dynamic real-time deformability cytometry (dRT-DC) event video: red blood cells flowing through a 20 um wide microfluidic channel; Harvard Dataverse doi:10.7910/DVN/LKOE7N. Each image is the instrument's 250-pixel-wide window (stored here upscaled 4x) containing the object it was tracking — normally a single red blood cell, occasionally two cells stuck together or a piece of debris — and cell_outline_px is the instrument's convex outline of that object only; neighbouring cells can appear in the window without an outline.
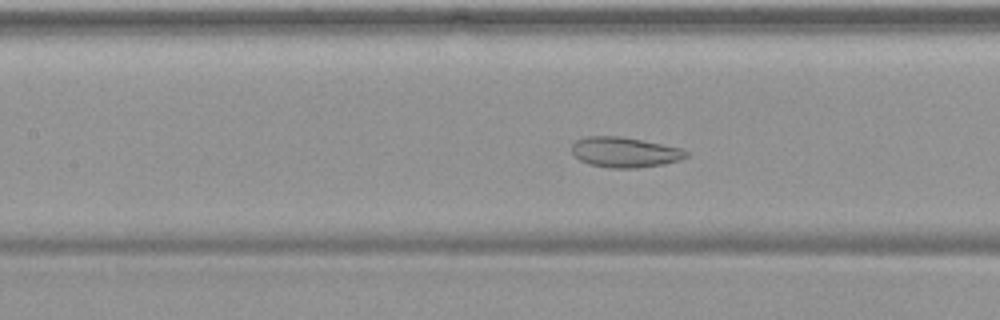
{"species": "common noctule bat (a hibernating species)", "species_latin": "Nyctalus noctula", "temperature_condition": "warm", "stored_images_in_passage": 55, "camera_frame_rate_fps": 3000, "um_per_image_px": 0.085, "animal": {"sex": "female", "body_mass_g": 19.9}, "frame": {"image": 1, "passage_image": 26, "time_ms": 8.333, "image_size_px": [1000, 320], "cell_outline_px": [[688, 156], [680, 160], [664, 164], [636, 168], [608, 168], [588, 164], [580, 160], [572, 152], [572, 144], [576, 140], [584, 136], [620, 136], [680, 148], [688, 152]], "centroid_in_image_um": [53.07, 12.94], "position_along_channel_um": 154.3, "area_um2": 20.11}}
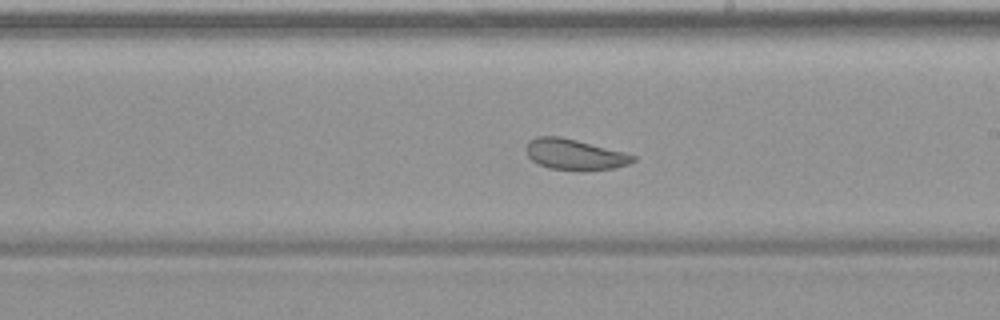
{"frame": {"image": 2, "passage_image": 33, "time_ms": 10.667, "image_size_px": [1000, 320], "cell_outline_px": [[636, 160], [628, 164], [612, 168], [548, 168], [532, 160], [528, 156], [524, 148], [528, 140], [536, 136], [560, 136], [624, 152], [636, 156]], "centroid_in_image_um": [48.78, 13.08], "position_along_channel_um": 240.2, "area_um2": 18.5}}
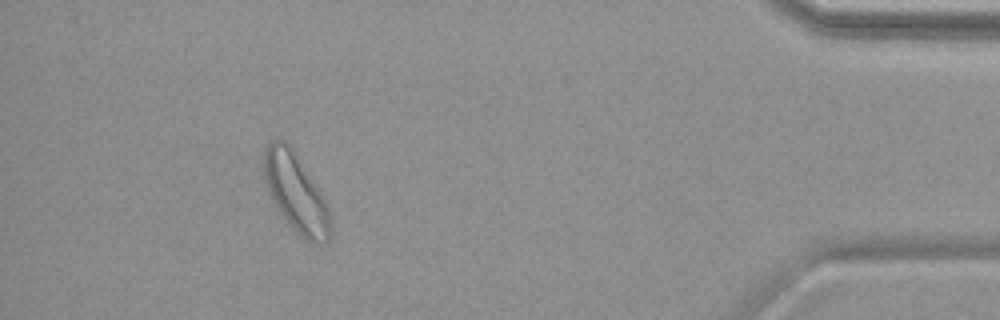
{"frame": {"image": 3, "passage_image": 51, "time_ms": 16.667, "image_size_px": [1000, 320], "cell_outline_px": [[332, 232], [328, 240], [324, 244], [312, 244], [304, 240], [296, 232], [280, 212], [268, 192], [264, 180], [264, 148], [272, 140], [284, 140], [292, 148], [324, 200], [328, 208]], "centroid_in_image_um": [25.14, 16.44], "position_along_channel_um": 410.1, "area_um2": 29.88}, "authors_computed_cell_mechanics": {"area_um2": 26.9348, "velocity_mm_per_s": 3.704, "shape_relaxation_time_tau1_ms": null, "shape_relaxation_time_tau2_ms": 1.7959, "deformation_change_tau1": null, "deformation_change_tau2": 0.0942}}